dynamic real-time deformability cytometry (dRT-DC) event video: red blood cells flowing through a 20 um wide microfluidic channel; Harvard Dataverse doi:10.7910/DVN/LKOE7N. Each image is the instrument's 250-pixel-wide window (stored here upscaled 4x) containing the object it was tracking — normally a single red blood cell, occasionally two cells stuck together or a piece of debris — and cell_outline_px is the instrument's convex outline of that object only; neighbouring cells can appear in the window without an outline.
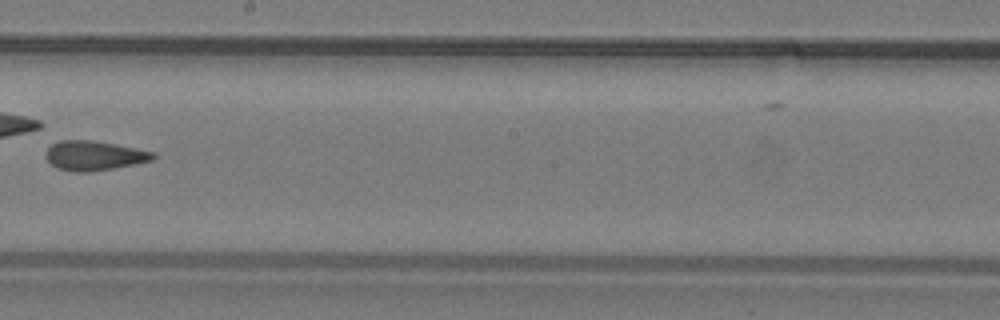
{"species": "common noctule bat (a hibernating species)", "species_latin": "Nyctalus noctula", "temperature_condition": "warm", "stored_images_in_passage": 24, "camera_frame_rate_fps": 3000, "um_per_image_px": 0.085, "animal": {"sex": "male", "body_mass_g": 19.2, "forearm_length_mm": 51.8}, "frame": {"image": 1, "passage_image": 20, "time_ms": 6.333, "image_size_px": [1000, 320], "cell_outline_px": [[156, 156], [152, 160], [116, 168], [92, 172], [72, 172], [56, 168], [48, 160], [44, 152], [52, 144], [60, 140], [92, 140], [116, 144], [156, 152]], "centroid_in_image_um": [8.0, 13.23], "position_along_channel_um": 240.2, "area_um2": 18.67}}